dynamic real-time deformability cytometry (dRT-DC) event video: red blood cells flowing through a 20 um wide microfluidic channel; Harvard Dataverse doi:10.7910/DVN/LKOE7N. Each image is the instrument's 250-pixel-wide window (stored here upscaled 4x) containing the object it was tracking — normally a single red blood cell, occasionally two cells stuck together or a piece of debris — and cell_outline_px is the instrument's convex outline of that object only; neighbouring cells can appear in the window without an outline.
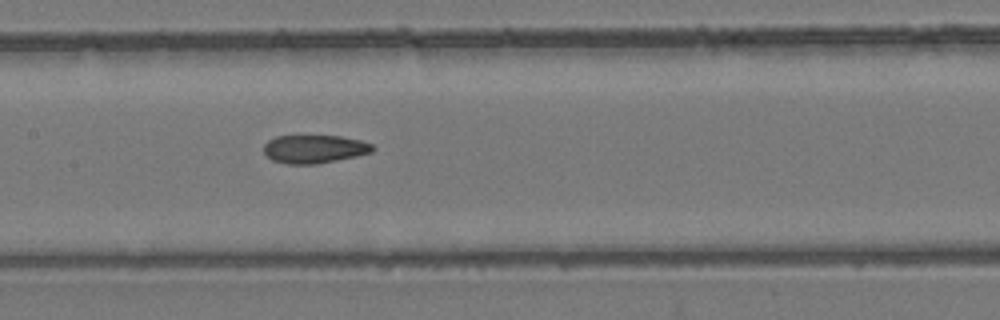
{"species": "common noctule bat (a hibernating species)", "species_latin": "Nyctalus noctula", "temperature_condition": "room temperature", "stored_images_in_passage": 8, "camera_frame_rate_fps": 3000, "um_per_image_px": 0.085, "animal": {"sex": "female", "body_mass_g": 24.6, "forearm_length_mm": 56.2}, "frame": {"image": 1, "passage_image": 8, "time_ms": 8.667, "image_size_px": [1000, 320], "cell_outline_px": [[376, 148], [372, 152], [356, 156], [316, 164], [288, 164], [272, 160], [264, 152], [264, 144], [268, 140], [276, 136], [340, 136], [360, 140], [372, 144]], "centroid_in_image_um": [26.73, 12.66], "position_along_channel_um": 180.7, "area_um2": 17.86}}